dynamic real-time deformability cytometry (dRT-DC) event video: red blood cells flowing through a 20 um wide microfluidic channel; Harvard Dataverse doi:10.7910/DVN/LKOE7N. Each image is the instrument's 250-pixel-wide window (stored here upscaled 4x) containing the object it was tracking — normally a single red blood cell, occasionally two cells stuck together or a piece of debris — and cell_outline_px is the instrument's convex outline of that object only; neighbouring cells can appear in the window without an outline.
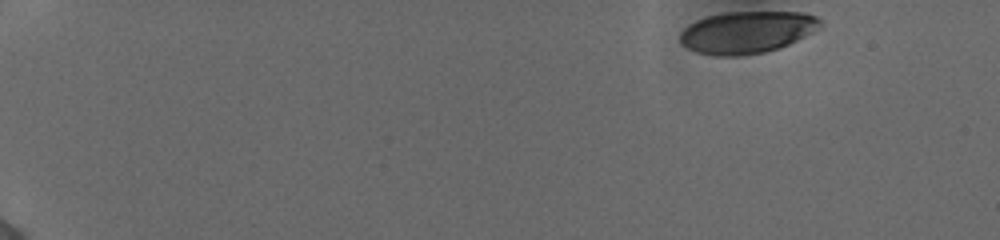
{"species": "human", "species_latin": "Homo sapiens", "temperature_condition": "cold", "stored_images_in_passage": 13, "camera_frame_rate_fps": 3000, "um_per_image_px": 0.085, "donor": {"sex": "female"}, "frame": {"image": 1, "passage_image": 1, "time_ms": 0.0, "image_size_px": [1000, 240], "cell_outline_px": [[820, 28], [788, 44], [764, 52], [740, 56], [716, 56], [696, 52], [680, 44], [680, 32], [688, 24], [696, 20], [708, 16], [724, 12], [800, 12], [816, 16], [820, 20]], "centroid_in_image_um": [63.44, 2.74], "position_along_channel_um": 21.6, "area_um2": 34.28}}